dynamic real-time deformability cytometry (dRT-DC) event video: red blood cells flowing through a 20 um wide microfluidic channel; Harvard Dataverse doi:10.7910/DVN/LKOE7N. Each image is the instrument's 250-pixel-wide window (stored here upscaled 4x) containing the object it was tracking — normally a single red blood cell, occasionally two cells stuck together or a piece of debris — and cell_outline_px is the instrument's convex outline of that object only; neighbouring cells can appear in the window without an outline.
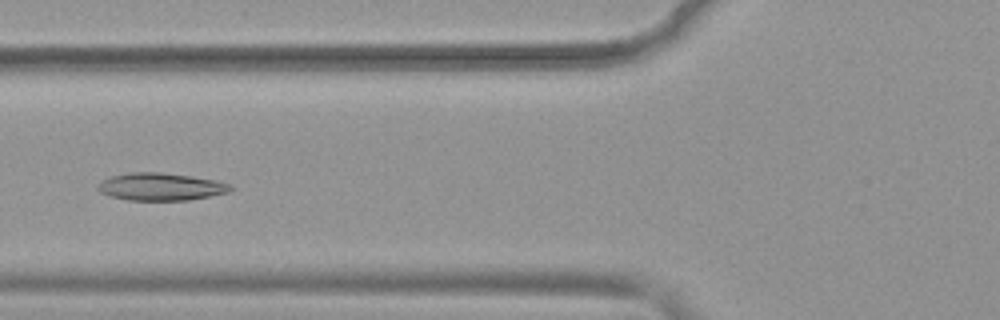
{"species": "common noctule bat (a hibernating species)", "species_latin": "Nyctalus noctula", "temperature_condition": "warm", "stored_images_in_passage": 40, "camera_frame_rate_fps": 3000, "um_per_image_px": 0.085, "animal": {"sex": "female", "body_mass_g": 19.9}, "frame": {"image": 1, "passage_image": 18, "time_ms": 5.667, "image_size_px": [1000, 320], "cell_outline_px": [[232, 188], [228, 192], [188, 200], [128, 200], [108, 196], [100, 192], [96, 188], [100, 180], [108, 176], [128, 172], [160, 172], [192, 176], [216, 180], [232, 184]], "centroid_in_image_um": [13.6, 15.86], "position_along_channel_um": 112.2, "area_um2": 21.5}, "authors_computed_cell_mechanics": {"area_um2": 21.386, "velocity_mm_per_s": 3.9006, "shape_relaxation_time_tau1_ms": 7.9242, "shape_relaxation_time_tau2_ms": 1.8915, "deformation_change_tau1": 0.2096, "deformation_change_tau2": 0.0747}}